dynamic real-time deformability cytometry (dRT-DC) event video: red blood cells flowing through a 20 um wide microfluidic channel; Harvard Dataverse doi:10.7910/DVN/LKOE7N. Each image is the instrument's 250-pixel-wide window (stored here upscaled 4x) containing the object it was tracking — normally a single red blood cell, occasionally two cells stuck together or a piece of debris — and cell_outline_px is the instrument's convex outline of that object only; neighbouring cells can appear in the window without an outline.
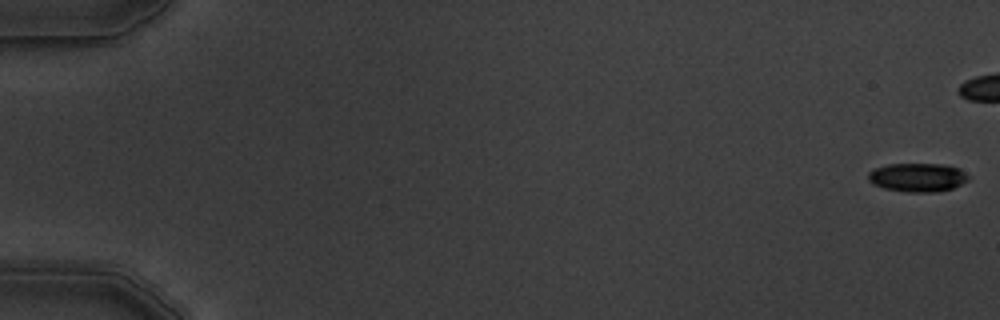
{"species": "common noctule bat (a hibernating species)", "species_latin": "Nyctalus noctula", "temperature_condition": "warm", "stored_images_in_passage": 8, "camera_frame_rate_fps": 3000, "um_per_image_px": 0.085, "animal": {"sex": "male", "body_mass_g": 19.5, "forearm_length_mm": 54.6}, "frame": {"image": 1, "passage_image": 1, "time_ms": 0.0, "image_size_px": [1000, 320], "cell_outline_px": [[968, 180], [952, 188], [936, 192], [908, 192], [884, 188], [872, 184], [868, 180], [868, 172], [872, 168], [888, 164], [940, 164], [960, 168], [968, 176]], "centroid_in_image_um": [77.95, 15.07], "position_along_channel_um": 7.1, "area_um2": 16.76}}